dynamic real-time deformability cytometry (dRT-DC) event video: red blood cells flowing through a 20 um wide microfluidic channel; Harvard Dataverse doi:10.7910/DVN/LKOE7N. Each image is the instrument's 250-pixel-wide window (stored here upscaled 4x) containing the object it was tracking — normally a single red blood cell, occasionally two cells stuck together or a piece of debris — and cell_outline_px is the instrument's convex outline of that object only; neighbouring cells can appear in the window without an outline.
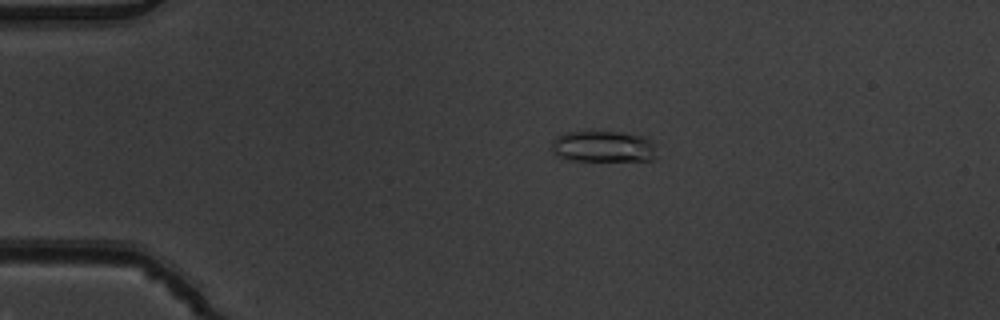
{"species": "common noctule bat (a hibernating species)", "species_latin": "Nyctalus noctula", "temperature_condition": "warm", "stored_images_in_passage": 7, "camera_frame_rate_fps": 3000, "um_per_image_px": 0.085, "animal": {"sex": "male", "body_mass_g": 19.5, "forearm_length_mm": 54.6}, "frame": {"image": 1, "passage_image": 4, "time_ms": 1.0, "image_size_px": [1000, 320], "cell_outline_px": [[656, 160], [568, 160], [556, 156], [552, 152], [552, 140], [556, 136], [564, 132], [620, 132], [644, 136], [652, 140], [656, 144]], "centroid_in_image_um": [51.29, 12.45], "position_along_channel_um": 33.7, "area_um2": 19.42}}
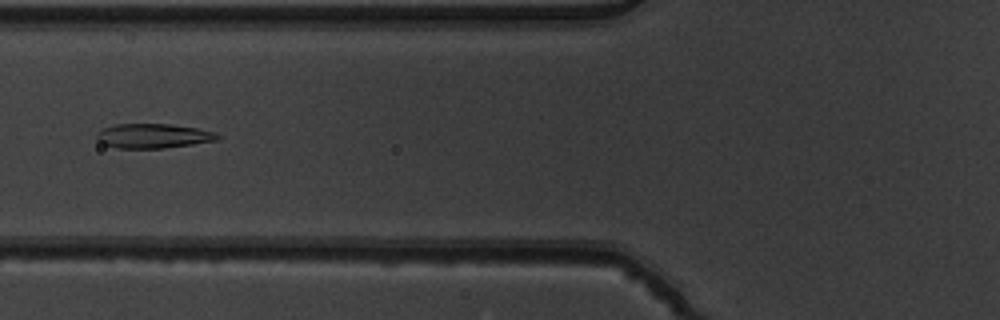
{"frame": {"image": 2, "passage_image": 7, "time_ms": 2.0, "image_size_px": [1000, 320], "cell_outline_px": [[220, 140], [164, 148], [116, 148], [104, 144], [96, 136], [96, 132], [104, 128], [116, 124], [168, 124], [196, 128], [216, 132], [220, 136]], "centroid_in_image_um": [13.05, 11.55], "position_along_channel_um": 112.8, "area_um2": 17.17}}